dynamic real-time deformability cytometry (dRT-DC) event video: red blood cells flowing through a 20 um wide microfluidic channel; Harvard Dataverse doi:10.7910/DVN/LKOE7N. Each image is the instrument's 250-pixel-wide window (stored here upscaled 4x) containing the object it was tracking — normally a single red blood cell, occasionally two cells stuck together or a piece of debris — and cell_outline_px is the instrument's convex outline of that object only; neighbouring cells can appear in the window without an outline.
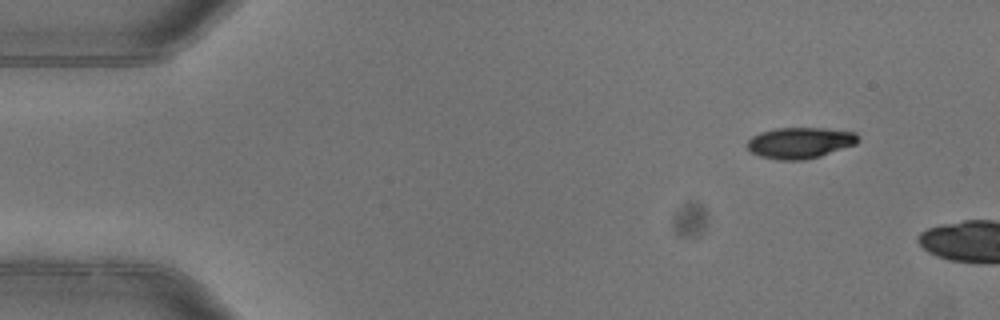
{"species": "common noctule bat (a hibernating species)", "species_latin": "Nyctalus noctula", "temperature_condition": "warm", "stored_images_in_passage": 5, "camera_frame_rate_fps": 3000, "um_per_image_px": 0.085, "animal": {"sex": "female"}, "frame": {"image": 1, "passage_image": 5, "time_ms": 1.333, "image_size_px": [1000, 320], "cell_outline_px": [[860, 140], [856, 144], [820, 156], [804, 160], [776, 160], [760, 156], [752, 152], [748, 148], [748, 140], [752, 136], [760, 132], [776, 128], [824, 128], [856, 132], [860, 136]], "centroid_in_image_um": [68.03, 12.13], "position_along_channel_um": 17.0, "area_um2": 20.17}}